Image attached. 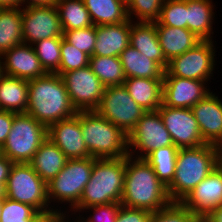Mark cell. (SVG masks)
<instances>
[{
	"label": "cell",
	"instance_id": "6da1fadb",
	"mask_svg": "<svg viewBox=\"0 0 222 222\" xmlns=\"http://www.w3.org/2000/svg\"><path fill=\"white\" fill-rule=\"evenodd\" d=\"M170 202L167 187L159 180L154 168L144 158L127 155L121 205L153 212Z\"/></svg>",
	"mask_w": 222,
	"mask_h": 222
},
{
	"label": "cell",
	"instance_id": "7a4b0ae2",
	"mask_svg": "<svg viewBox=\"0 0 222 222\" xmlns=\"http://www.w3.org/2000/svg\"><path fill=\"white\" fill-rule=\"evenodd\" d=\"M28 89L26 113L47 128L77 113L59 74L47 73L45 76L29 80Z\"/></svg>",
	"mask_w": 222,
	"mask_h": 222
},
{
	"label": "cell",
	"instance_id": "3957f363",
	"mask_svg": "<svg viewBox=\"0 0 222 222\" xmlns=\"http://www.w3.org/2000/svg\"><path fill=\"white\" fill-rule=\"evenodd\" d=\"M220 165V149L213 144L181 148L176 157L175 176L167 187L172 202H181Z\"/></svg>",
	"mask_w": 222,
	"mask_h": 222
},
{
	"label": "cell",
	"instance_id": "277c9868",
	"mask_svg": "<svg viewBox=\"0 0 222 222\" xmlns=\"http://www.w3.org/2000/svg\"><path fill=\"white\" fill-rule=\"evenodd\" d=\"M125 181V157L96 159L79 203L71 210L77 216L86 207L120 203ZM78 213V214H77ZM75 214V215H74Z\"/></svg>",
	"mask_w": 222,
	"mask_h": 222
},
{
	"label": "cell",
	"instance_id": "5b68a950",
	"mask_svg": "<svg viewBox=\"0 0 222 222\" xmlns=\"http://www.w3.org/2000/svg\"><path fill=\"white\" fill-rule=\"evenodd\" d=\"M80 127L93 158H123L129 155L128 136L95 110L80 111Z\"/></svg>",
	"mask_w": 222,
	"mask_h": 222
},
{
	"label": "cell",
	"instance_id": "8992f818",
	"mask_svg": "<svg viewBox=\"0 0 222 222\" xmlns=\"http://www.w3.org/2000/svg\"><path fill=\"white\" fill-rule=\"evenodd\" d=\"M94 162L93 157L68 159L64 168L47 183L48 201L55 213H69V210L71 211L79 203L84 188L90 180Z\"/></svg>",
	"mask_w": 222,
	"mask_h": 222
},
{
	"label": "cell",
	"instance_id": "52a82bcc",
	"mask_svg": "<svg viewBox=\"0 0 222 222\" xmlns=\"http://www.w3.org/2000/svg\"><path fill=\"white\" fill-rule=\"evenodd\" d=\"M47 136V127L34 117L14 113L12 128L0 154L14 163H28Z\"/></svg>",
	"mask_w": 222,
	"mask_h": 222
},
{
	"label": "cell",
	"instance_id": "ba28073f",
	"mask_svg": "<svg viewBox=\"0 0 222 222\" xmlns=\"http://www.w3.org/2000/svg\"><path fill=\"white\" fill-rule=\"evenodd\" d=\"M6 197L28 204L45 216L56 214L50 207L47 184L28 163H14L6 183Z\"/></svg>",
	"mask_w": 222,
	"mask_h": 222
},
{
	"label": "cell",
	"instance_id": "9c48e42d",
	"mask_svg": "<svg viewBox=\"0 0 222 222\" xmlns=\"http://www.w3.org/2000/svg\"><path fill=\"white\" fill-rule=\"evenodd\" d=\"M216 45L214 39L201 41L184 54L173 57L168 62L163 77H182L206 81L210 84L217 66Z\"/></svg>",
	"mask_w": 222,
	"mask_h": 222
},
{
	"label": "cell",
	"instance_id": "30bf717a",
	"mask_svg": "<svg viewBox=\"0 0 222 222\" xmlns=\"http://www.w3.org/2000/svg\"><path fill=\"white\" fill-rule=\"evenodd\" d=\"M95 111L118 126L127 136L147 112L131 98L124 85L105 87L100 105Z\"/></svg>",
	"mask_w": 222,
	"mask_h": 222
},
{
	"label": "cell",
	"instance_id": "8fae6325",
	"mask_svg": "<svg viewBox=\"0 0 222 222\" xmlns=\"http://www.w3.org/2000/svg\"><path fill=\"white\" fill-rule=\"evenodd\" d=\"M170 133L158 111H147L128 135L129 155L146 158L152 151L172 146Z\"/></svg>",
	"mask_w": 222,
	"mask_h": 222
},
{
	"label": "cell",
	"instance_id": "7c38bea8",
	"mask_svg": "<svg viewBox=\"0 0 222 222\" xmlns=\"http://www.w3.org/2000/svg\"><path fill=\"white\" fill-rule=\"evenodd\" d=\"M61 77L76 111H91L99 107L105 86L89 65L63 73Z\"/></svg>",
	"mask_w": 222,
	"mask_h": 222
},
{
	"label": "cell",
	"instance_id": "4fadbf2b",
	"mask_svg": "<svg viewBox=\"0 0 222 222\" xmlns=\"http://www.w3.org/2000/svg\"><path fill=\"white\" fill-rule=\"evenodd\" d=\"M157 111L170 133L173 144L178 149L194 148L206 144L192 109L167 107L162 104Z\"/></svg>",
	"mask_w": 222,
	"mask_h": 222
},
{
	"label": "cell",
	"instance_id": "5bb4252c",
	"mask_svg": "<svg viewBox=\"0 0 222 222\" xmlns=\"http://www.w3.org/2000/svg\"><path fill=\"white\" fill-rule=\"evenodd\" d=\"M22 36L24 44L62 37L58 10L55 4L47 6H31L22 8Z\"/></svg>",
	"mask_w": 222,
	"mask_h": 222
},
{
	"label": "cell",
	"instance_id": "9a60e30c",
	"mask_svg": "<svg viewBox=\"0 0 222 222\" xmlns=\"http://www.w3.org/2000/svg\"><path fill=\"white\" fill-rule=\"evenodd\" d=\"M206 81L182 77H163L162 104L167 107L192 108L212 91Z\"/></svg>",
	"mask_w": 222,
	"mask_h": 222
},
{
	"label": "cell",
	"instance_id": "2e32d148",
	"mask_svg": "<svg viewBox=\"0 0 222 222\" xmlns=\"http://www.w3.org/2000/svg\"><path fill=\"white\" fill-rule=\"evenodd\" d=\"M47 137L65 154L67 159L92 157L85 145L80 127V111L47 128Z\"/></svg>",
	"mask_w": 222,
	"mask_h": 222
},
{
	"label": "cell",
	"instance_id": "e0dca14e",
	"mask_svg": "<svg viewBox=\"0 0 222 222\" xmlns=\"http://www.w3.org/2000/svg\"><path fill=\"white\" fill-rule=\"evenodd\" d=\"M199 218L222 205V165L217 166L182 201Z\"/></svg>",
	"mask_w": 222,
	"mask_h": 222
},
{
	"label": "cell",
	"instance_id": "ac0fdd59",
	"mask_svg": "<svg viewBox=\"0 0 222 222\" xmlns=\"http://www.w3.org/2000/svg\"><path fill=\"white\" fill-rule=\"evenodd\" d=\"M3 74L23 80H33L45 76L32 45L20 44L1 55Z\"/></svg>",
	"mask_w": 222,
	"mask_h": 222
},
{
	"label": "cell",
	"instance_id": "d6986e66",
	"mask_svg": "<svg viewBox=\"0 0 222 222\" xmlns=\"http://www.w3.org/2000/svg\"><path fill=\"white\" fill-rule=\"evenodd\" d=\"M200 133L207 144L222 145V99L213 91L192 108Z\"/></svg>",
	"mask_w": 222,
	"mask_h": 222
},
{
	"label": "cell",
	"instance_id": "ffe728a7",
	"mask_svg": "<svg viewBox=\"0 0 222 222\" xmlns=\"http://www.w3.org/2000/svg\"><path fill=\"white\" fill-rule=\"evenodd\" d=\"M131 20L96 26V42L92 56L119 57L130 44Z\"/></svg>",
	"mask_w": 222,
	"mask_h": 222
},
{
	"label": "cell",
	"instance_id": "44dd1931",
	"mask_svg": "<svg viewBox=\"0 0 222 222\" xmlns=\"http://www.w3.org/2000/svg\"><path fill=\"white\" fill-rule=\"evenodd\" d=\"M129 45L166 70L168 61L165 59L159 44L155 22L131 21Z\"/></svg>",
	"mask_w": 222,
	"mask_h": 222
},
{
	"label": "cell",
	"instance_id": "7402d4cb",
	"mask_svg": "<svg viewBox=\"0 0 222 222\" xmlns=\"http://www.w3.org/2000/svg\"><path fill=\"white\" fill-rule=\"evenodd\" d=\"M187 29L202 41H212L215 25V4L212 0H186ZM214 4V5H213Z\"/></svg>",
	"mask_w": 222,
	"mask_h": 222
},
{
	"label": "cell",
	"instance_id": "603a6c76",
	"mask_svg": "<svg viewBox=\"0 0 222 222\" xmlns=\"http://www.w3.org/2000/svg\"><path fill=\"white\" fill-rule=\"evenodd\" d=\"M156 30L163 55L168 62L202 41L187 28L156 25Z\"/></svg>",
	"mask_w": 222,
	"mask_h": 222
},
{
	"label": "cell",
	"instance_id": "cb8c5ba5",
	"mask_svg": "<svg viewBox=\"0 0 222 222\" xmlns=\"http://www.w3.org/2000/svg\"><path fill=\"white\" fill-rule=\"evenodd\" d=\"M123 85L145 111H157L162 105L163 79L130 77Z\"/></svg>",
	"mask_w": 222,
	"mask_h": 222
},
{
	"label": "cell",
	"instance_id": "d4e9b609",
	"mask_svg": "<svg viewBox=\"0 0 222 222\" xmlns=\"http://www.w3.org/2000/svg\"><path fill=\"white\" fill-rule=\"evenodd\" d=\"M67 157L50 139H46L28 164L47 184L64 168Z\"/></svg>",
	"mask_w": 222,
	"mask_h": 222
},
{
	"label": "cell",
	"instance_id": "484cf974",
	"mask_svg": "<svg viewBox=\"0 0 222 222\" xmlns=\"http://www.w3.org/2000/svg\"><path fill=\"white\" fill-rule=\"evenodd\" d=\"M28 96L27 80L5 74L0 77V110L26 113Z\"/></svg>",
	"mask_w": 222,
	"mask_h": 222
},
{
	"label": "cell",
	"instance_id": "4316f807",
	"mask_svg": "<svg viewBox=\"0 0 222 222\" xmlns=\"http://www.w3.org/2000/svg\"><path fill=\"white\" fill-rule=\"evenodd\" d=\"M126 78L163 79L165 70L129 45L119 56Z\"/></svg>",
	"mask_w": 222,
	"mask_h": 222
},
{
	"label": "cell",
	"instance_id": "83f0119b",
	"mask_svg": "<svg viewBox=\"0 0 222 222\" xmlns=\"http://www.w3.org/2000/svg\"><path fill=\"white\" fill-rule=\"evenodd\" d=\"M23 43L22 8L0 7V55Z\"/></svg>",
	"mask_w": 222,
	"mask_h": 222
},
{
	"label": "cell",
	"instance_id": "f1b7e54d",
	"mask_svg": "<svg viewBox=\"0 0 222 222\" xmlns=\"http://www.w3.org/2000/svg\"><path fill=\"white\" fill-rule=\"evenodd\" d=\"M93 25L117 24L127 21V5L120 0H83Z\"/></svg>",
	"mask_w": 222,
	"mask_h": 222
},
{
	"label": "cell",
	"instance_id": "f546056e",
	"mask_svg": "<svg viewBox=\"0 0 222 222\" xmlns=\"http://www.w3.org/2000/svg\"><path fill=\"white\" fill-rule=\"evenodd\" d=\"M54 4L59 13L63 32L93 25L83 0H56Z\"/></svg>",
	"mask_w": 222,
	"mask_h": 222
},
{
	"label": "cell",
	"instance_id": "4dcf8cb0",
	"mask_svg": "<svg viewBox=\"0 0 222 222\" xmlns=\"http://www.w3.org/2000/svg\"><path fill=\"white\" fill-rule=\"evenodd\" d=\"M89 66L105 87L123 85L126 76L119 57L91 56Z\"/></svg>",
	"mask_w": 222,
	"mask_h": 222
},
{
	"label": "cell",
	"instance_id": "1f68e13d",
	"mask_svg": "<svg viewBox=\"0 0 222 222\" xmlns=\"http://www.w3.org/2000/svg\"><path fill=\"white\" fill-rule=\"evenodd\" d=\"M179 149L173 144L152 151L145 160L154 168V172L159 180L168 187L174 176L176 169V157Z\"/></svg>",
	"mask_w": 222,
	"mask_h": 222
},
{
	"label": "cell",
	"instance_id": "d6a6232c",
	"mask_svg": "<svg viewBox=\"0 0 222 222\" xmlns=\"http://www.w3.org/2000/svg\"><path fill=\"white\" fill-rule=\"evenodd\" d=\"M62 37H52L35 42L32 46L44 70L55 73L61 61Z\"/></svg>",
	"mask_w": 222,
	"mask_h": 222
},
{
	"label": "cell",
	"instance_id": "836d02e7",
	"mask_svg": "<svg viewBox=\"0 0 222 222\" xmlns=\"http://www.w3.org/2000/svg\"><path fill=\"white\" fill-rule=\"evenodd\" d=\"M45 217L34 207L5 197L0 214V222H41Z\"/></svg>",
	"mask_w": 222,
	"mask_h": 222
},
{
	"label": "cell",
	"instance_id": "e575fe53",
	"mask_svg": "<svg viewBox=\"0 0 222 222\" xmlns=\"http://www.w3.org/2000/svg\"><path fill=\"white\" fill-rule=\"evenodd\" d=\"M186 0H165L156 25L187 28Z\"/></svg>",
	"mask_w": 222,
	"mask_h": 222
},
{
	"label": "cell",
	"instance_id": "d590c367",
	"mask_svg": "<svg viewBox=\"0 0 222 222\" xmlns=\"http://www.w3.org/2000/svg\"><path fill=\"white\" fill-rule=\"evenodd\" d=\"M164 1L130 0L127 4L128 18L134 22H156L159 19Z\"/></svg>",
	"mask_w": 222,
	"mask_h": 222
},
{
	"label": "cell",
	"instance_id": "8d00e7d4",
	"mask_svg": "<svg viewBox=\"0 0 222 222\" xmlns=\"http://www.w3.org/2000/svg\"><path fill=\"white\" fill-rule=\"evenodd\" d=\"M200 218L182 202H170L166 207L151 213L150 222H197Z\"/></svg>",
	"mask_w": 222,
	"mask_h": 222
},
{
	"label": "cell",
	"instance_id": "74e56055",
	"mask_svg": "<svg viewBox=\"0 0 222 222\" xmlns=\"http://www.w3.org/2000/svg\"><path fill=\"white\" fill-rule=\"evenodd\" d=\"M89 65V56L68 43L62 36L61 61L59 69L55 72L60 76L71 70L81 69Z\"/></svg>",
	"mask_w": 222,
	"mask_h": 222
},
{
	"label": "cell",
	"instance_id": "f35d334b",
	"mask_svg": "<svg viewBox=\"0 0 222 222\" xmlns=\"http://www.w3.org/2000/svg\"><path fill=\"white\" fill-rule=\"evenodd\" d=\"M63 38L78 50L91 57L96 42V26L92 25L82 29L64 31Z\"/></svg>",
	"mask_w": 222,
	"mask_h": 222
},
{
	"label": "cell",
	"instance_id": "ab89813d",
	"mask_svg": "<svg viewBox=\"0 0 222 222\" xmlns=\"http://www.w3.org/2000/svg\"><path fill=\"white\" fill-rule=\"evenodd\" d=\"M120 206L121 203H109L86 207L81 211V214L76 216L78 218L76 220L78 222H116ZM82 212L86 213L82 214ZM88 213L90 215H87Z\"/></svg>",
	"mask_w": 222,
	"mask_h": 222
},
{
	"label": "cell",
	"instance_id": "60d3db41",
	"mask_svg": "<svg viewBox=\"0 0 222 222\" xmlns=\"http://www.w3.org/2000/svg\"><path fill=\"white\" fill-rule=\"evenodd\" d=\"M151 211L120 206L116 222H150Z\"/></svg>",
	"mask_w": 222,
	"mask_h": 222
},
{
	"label": "cell",
	"instance_id": "b9f144b4",
	"mask_svg": "<svg viewBox=\"0 0 222 222\" xmlns=\"http://www.w3.org/2000/svg\"><path fill=\"white\" fill-rule=\"evenodd\" d=\"M14 113L0 110V149L5 144L12 128Z\"/></svg>",
	"mask_w": 222,
	"mask_h": 222
},
{
	"label": "cell",
	"instance_id": "7bdbcfd3",
	"mask_svg": "<svg viewBox=\"0 0 222 222\" xmlns=\"http://www.w3.org/2000/svg\"><path fill=\"white\" fill-rule=\"evenodd\" d=\"M14 162L9 160L6 156L0 154V183L6 186L8 176Z\"/></svg>",
	"mask_w": 222,
	"mask_h": 222
},
{
	"label": "cell",
	"instance_id": "ee69618b",
	"mask_svg": "<svg viewBox=\"0 0 222 222\" xmlns=\"http://www.w3.org/2000/svg\"><path fill=\"white\" fill-rule=\"evenodd\" d=\"M71 218L72 220L74 219L71 222H74L75 219H77L76 217L74 218V216L71 217L69 213H56L51 216H45L41 222H70Z\"/></svg>",
	"mask_w": 222,
	"mask_h": 222
},
{
	"label": "cell",
	"instance_id": "f6af8a7d",
	"mask_svg": "<svg viewBox=\"0 0 222 222\" xmlns=\"http://www.w3.org/2000/svg\"><path fill=\"white\" fill-rule=\"evenodd\" d=\"M56 0H21V8L31 6H47L54 4Z\"/></svg>",
	"mask_w": 222,
	"mask_h": 222
},
{
	"label": "cell",
	"instance_id": "bcb514c9",
	"mask_svg": "<svg viewBox=\"0 0 222 222\" xmlns=\"http://www.w3.org/2000/svg\"><path fill=\"white\" fill-rule=\"evenodd\" d=\"M204 219L207 222H222V205L213 209Z\"/></svg>",
	"mask_w": 222,
	"mask_h": 222
},
{
	"label": "cell",
	"instance_id": "7dc6e473",
	"mask_svg": "<svg viewBox=\"0 0 222 222\" xmlns=\"http://www.w3.org/2000/svg\"><path fill=\"white\" fill-rule=\"evenodd\" d=\"M21 7V0H0V7Z\"/></svg>",
	"mask_w": 222,
	"mask_h": 222
},
{
	"label": "cell",
	"instance_id": "c3c4849f",
	"mask_svg": "<svg viewBox=\"0 0 222 222\" xmlns=\"http://www.w3.org/2000/svg\"><path fill=\"white\" fill-rule=\"evenodd\" d=\"M6 197V186L0 183V198Z\"/></svg>",
	"mask_w": 222,
	"mask_h": 222
},
{
	"label": "cell",
	"instance_id": "681fc988",
	"mask_svg": "<svg viewBox=\"0 0 222 222\" xmlns=\"http://www.w3.org/2000/svg\"><path fill=\"white\" fill-rule=\"evenodd\" d=\"M3 75V70H2V60H1V55H0V77Z\"/></svg>",
	"mask_w": 222,
	"mask_h": 222
},
{
	"label": "cell",
	"instance_id": "f907efd6",
	"mask_svg": "<svg viewBox=\"0 0 222 222\" xmlns=\"http://www.w3.org/2000/svg\"><path fill=\"white\" fill-rule=\"evenodd\" d=\"M3 199L4 198H0V214H1V209H2V205H3Z\"/></svg>",
	"mask_w": 222,
	"mask_h": 222
},
{
	"label": "cell",
	"instance_id": "816d5d0a",
	"mask_svg": "<svg viewBox=\"0 0 222 222\" xmlns=\"http://www.w3.org/2000/svg\"><path fill=\"white\" fill-rule=\"evenodd\" d=\"M120 1L123 2L125 5H127L130 2V0H120Z\"/></svg>",
	"mask_w": 222,
	"mask_h": 222
},
{
	"label": "cell",
	"instance_id": "f5cc1de1",
	"mask_svg": "<svg viewBox=\"0 0 222 222\" xmlns=\"http://www.w3.org/2000/svg\"><path fill=\"white\" fill-rule=\"evenodd\" d=\"M197 222H207L204 218H200Z\"/></svg>",
	"mask_w": 222,
	"mask_h": 222
},
{
	"label": "cell",
	"instance_id": "db71d44e",
	"mask_svg": "<svg viewBox=\"0 0 222 222\" xmlns=\"http://www.w3.org/2000/svg\"><path fill=\"white\" fill-rule=\"evenodd\" d=\"M220 164L222 165V151H220Z\"/></svg>",
	"mask_w": 222,
	"mask_h": 222
}]
</instances>
